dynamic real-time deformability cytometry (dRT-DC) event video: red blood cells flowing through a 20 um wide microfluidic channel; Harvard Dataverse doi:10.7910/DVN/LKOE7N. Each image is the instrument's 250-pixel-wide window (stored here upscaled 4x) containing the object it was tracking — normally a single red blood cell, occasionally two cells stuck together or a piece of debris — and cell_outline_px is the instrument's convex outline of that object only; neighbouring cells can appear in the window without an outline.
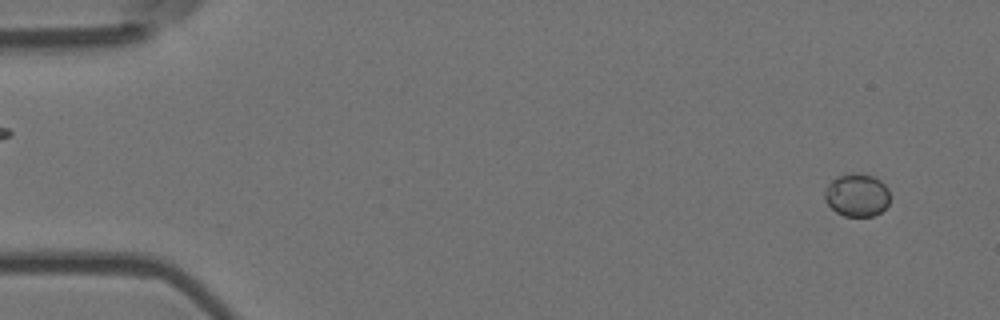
{"species": "Egyptian fruit bat (a non-hibernating species)", "species_latin": "Rousettus aegyptiacus", "temperature_condition": "room temperature", "stored_images_in_passage": 55, "camera_frame_rate_fps": 3000, "um_per_image_px": 0.085, "animal": {"sex": "female"}, "frame": {"image": 1, "passage_image": 3, "time_ms": 0.667, "image_size_px": [1000, 320], "cell_outline_px": [[888, 204], [880, 212], [872, 216], [844, 216], [836, 212], [824, 200], [824, 192], [828, 184], [836, 176], [856, 172], [860, 172], [872, 176], [880, 180], [888, 188]], "centroid_in_image_um": [72.81, 16.57], "position_along_channel_um": 12.2, "area_um2": 16.36}}
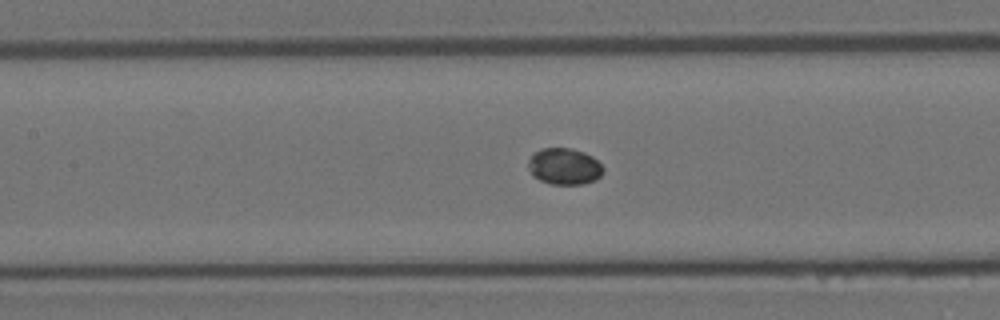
{"frame": {"image": 2, "passage_image": 25, "time_ms": 8.0, "image_size_px": [1000, 320], "cell_outline_px": [[604, 172], [596, 180], [584, 184], [552, 184], [540, 180], [532, 176], [528, 168], [528, 160], [532, 152], [540, 148], [572, 148], [584, 152], [592, 156], [604, 168]], "centroid_in_image_um": [47.94, 14.13], "position_along_channel_um": 159.5, "area_um2": 16.18}}
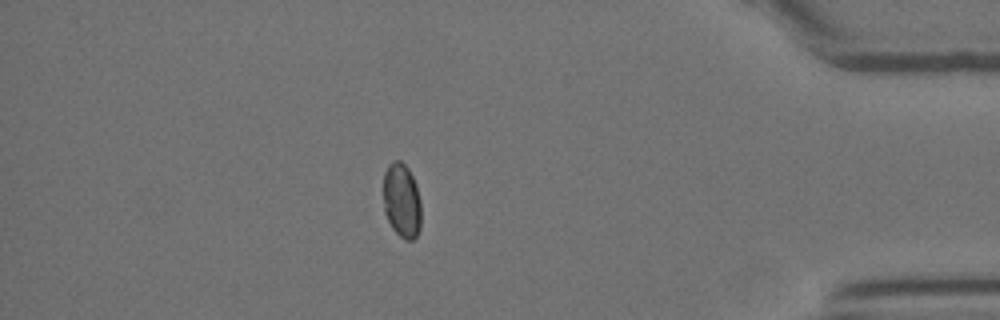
{"frame": {"image": 3, "passage_image": 48, "time_ms": 15.667, "image_size_px": [1000, 320], "cell_outline_px": [[420, 228], [416, 236], [412, 240], [404, 240], [392, 228], [384, 212], [384, 172], [388, 164], [392, 160], [400, 160], [408, 168], [416, 184], [420, 200]], "centroid_in_image_um": [34.14, 17.03], "position_along_channel_um": 401.1, "area_um2": 16.47}}